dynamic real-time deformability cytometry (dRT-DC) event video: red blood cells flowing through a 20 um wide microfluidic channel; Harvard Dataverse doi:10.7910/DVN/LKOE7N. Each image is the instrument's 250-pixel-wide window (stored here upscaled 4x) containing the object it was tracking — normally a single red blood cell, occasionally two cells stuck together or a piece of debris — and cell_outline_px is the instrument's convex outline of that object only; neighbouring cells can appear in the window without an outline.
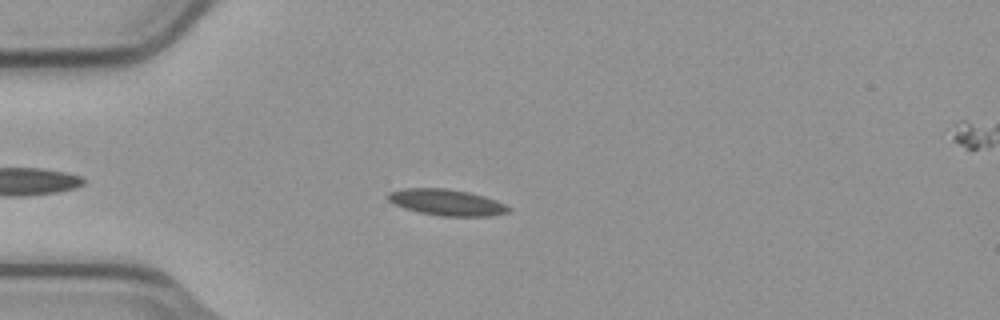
{"species": "common noctule bat (a hibernating species)", "species_latin": "Nyctalus noctula", "temperature_condition": "cold", "stored_images_in_passage": 48, "camera_frame_rate_fps": 3000, "um_per_image_px": 0.085, "animal": {"sex": "male", "body_mass_g": 23.1, "forearm_length_mm": 52.7}, "frame": {"image": 1, "passage_image": 8, "time_ms": 2.333, "image_size_px": [1000, 320], "cell_outline_px": [[512, 208], [508, 212], [492, 216], [440, 216], [420, 212], [404, 208], [388, 200], [388, 192], [404, 188], [444, 188], [468, 192], [484, 196], [496, 200]], "centroid_in_image_um": [37.98, 17.2], "position_along_channel_um": 47.0, "area_um2": 18.32}}
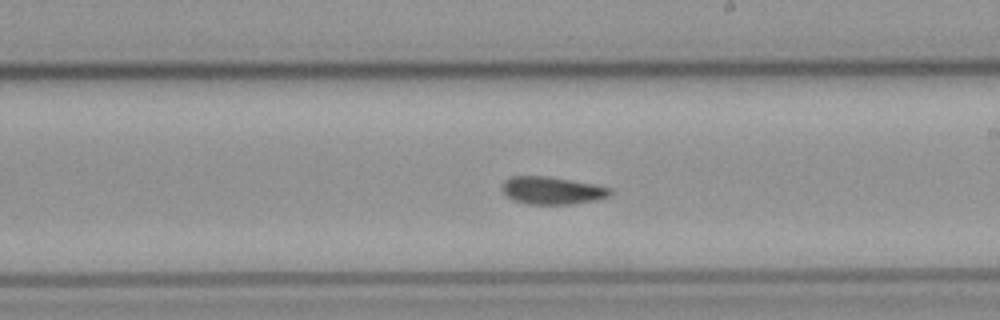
{"frame": {"image": 2, "passage_image": 25, "time_ms": 8.0, "image_size_px": [1000, 320], "cell_outline_px": [[612, 192], [608, 196], [596, 200], [572, 204], [528, 204], [512, 200], [500, 188], [504, 180], [512, 176], [548, 176], [596, 184], [612, 188]], "centroid_in_image_um": [46.93, 16.18], "position_along_channel_um": 242.1, "area_um2": 17.51}}
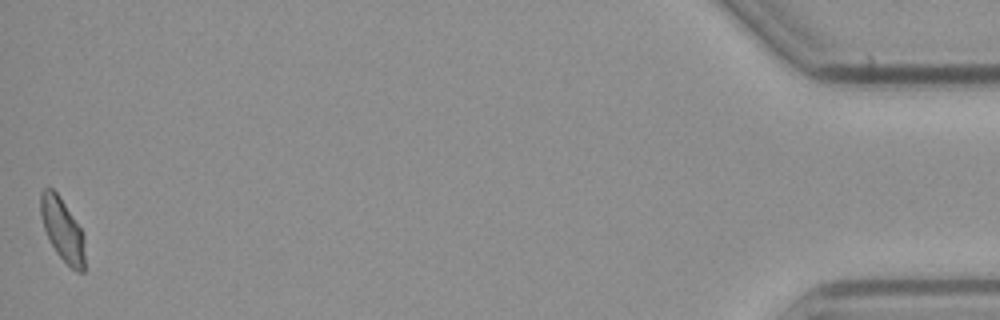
{"frame": {"image": 3, "passage_image": 48, "time_ms": 15.667, "image_size_px": [1000, 320], "cell_outline_px": [[84, 272], [76, 272], [56, 252], [44, 228], [40, 216], [40, 192], [44, 188], [52, 188], [56, 192], [80, 228], [84, 236]], "centroid_in_image_um": [5.29, 19.51], "position_along_channel_um": 429.9, "area_um2": 15.84}, "authors_computed_cell_mechanics": {"area_um2": 17.2822, "velocity_mm_per_s": 3.734, "shape_relaxation_time_tau1_ms": 9.2408, "shape_relaxation_time_tau2_ms": 5.977, "deformation_change_tau1": 0.1541, "deformation_change_tau2": 0.0865}}